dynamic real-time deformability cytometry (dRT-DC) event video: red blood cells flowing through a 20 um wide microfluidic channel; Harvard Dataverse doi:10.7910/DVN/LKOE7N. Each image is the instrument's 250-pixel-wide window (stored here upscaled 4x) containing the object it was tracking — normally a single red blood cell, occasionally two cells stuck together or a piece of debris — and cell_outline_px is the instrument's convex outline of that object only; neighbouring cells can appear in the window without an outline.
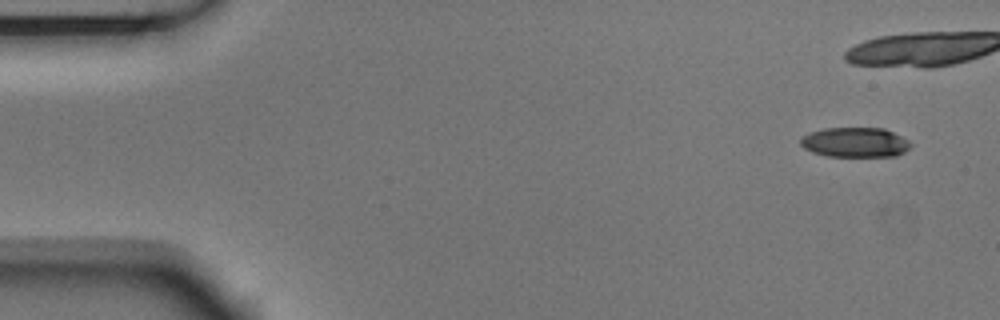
{"species": "Egyptian fruit bat (a non-hibernating species)", "species_latin": "Rousettus aegyptiacus", "temperature_condition": "room temperature", "stored_images_in_passage": 10, "camera_frame_rate_fps": 3000, "um_per_image_px": 0.085, "animal": {"sex": "male"}, "frame": {"image": 1, "passage_image": 1, "time_ms": 0.0, "image_size_px": [1000, 320], "cell_outline_px": [[912, 144], [904, 152], [896, 156], [828, 156], [812, 152], [804, 148], [800, 144], [800, 136], [824, 128], [884, 128], [908, 140]], "centroid_in_image_um": [72.66, 12.1], "position_along_channel_um": 12.3, "area_um2": 19.07}}